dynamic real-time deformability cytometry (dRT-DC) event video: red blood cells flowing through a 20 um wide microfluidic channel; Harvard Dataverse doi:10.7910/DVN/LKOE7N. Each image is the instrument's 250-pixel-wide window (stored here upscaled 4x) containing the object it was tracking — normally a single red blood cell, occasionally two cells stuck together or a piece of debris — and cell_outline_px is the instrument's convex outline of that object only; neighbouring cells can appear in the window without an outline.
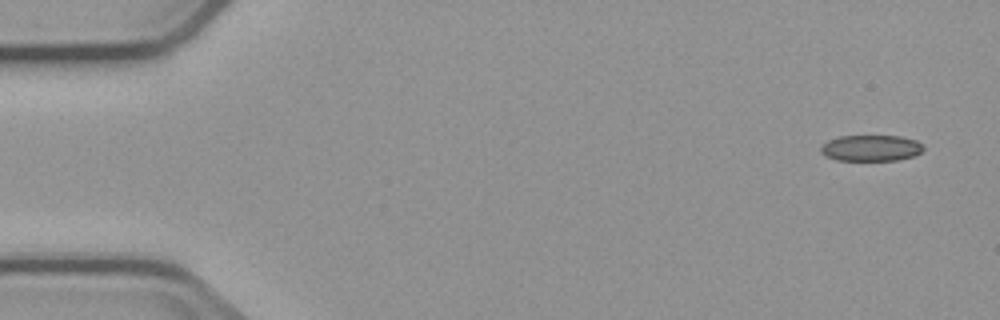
{"species": "common noctule bat (a hibernating species)", "species_latin": "Nyctalus noctula", "temperature_condition": "cold", "stored_images_in_passage": 4, "camera_frame_rate_fps": 3000, "um_per_image_px": 0.085, "animal": {"sex": "male", "body_mass_g": 23.1, "forearm_length_mm": 52.7}, "frame": {"image": 1, "passage_image": 1, "time_ms": 0.0, "image_size_px": [1000, 320], "cell_outline_px": [[924, 148], [920, 152], [912, 156], [896, 160], [836, 160], [820, 152], [820, 148], [828, 140], [840, 136], [900, 136], [916, 140]], "centroid_in_image_um": [74.02, 12.58], "position_along_channel_um": 11.0, "area_um2": 15.37}}
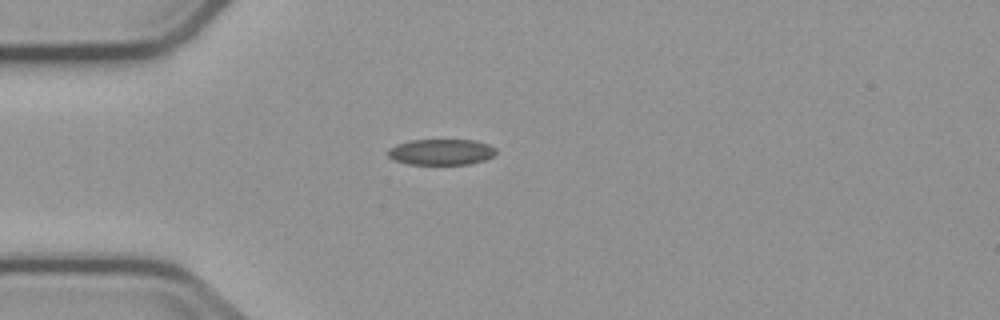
{"frame": {"image": 2, "passage_image": 4, "time_ms": 4.0, "image_size_px": [1000, 320], "cell_outline_px": [[496, 152], [492, 156], [484, 160], [468, 164], [408, 164], [392, 160], [388, 156], [388, 148], [396, 144], [412, 140], [472, 140], [488, 144], [496, 148]], "centroid_in_image_um": [37.46, 12.92], "position_along_channel_um": 47.5, "area_um2": 16.3}}